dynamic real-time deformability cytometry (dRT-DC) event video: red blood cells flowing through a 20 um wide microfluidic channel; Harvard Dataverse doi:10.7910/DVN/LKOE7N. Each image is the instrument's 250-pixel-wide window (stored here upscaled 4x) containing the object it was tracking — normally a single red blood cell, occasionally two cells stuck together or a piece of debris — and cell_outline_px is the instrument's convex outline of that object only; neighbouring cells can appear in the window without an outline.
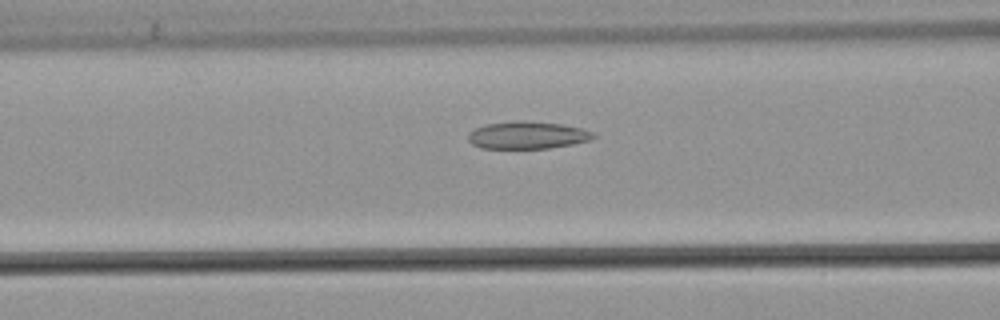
{"species": "common noctule bat (a hibernating species)", "species_latin": "Nyctalus noctula", "temperature_condition": "warm", "stored_images_in_passage": 20, "camera_frame_rate_fps": 3000, "um_per_image_px": 0.085, "animal": {"sex": "male", "body_mass_g": 21.5, "forearm_length_mm": 52.0}, "frame": {"image": 1, "passage_image": 9, "time_ms": 2.667, "image_size_px": [1000, 320], "cell_outline_px": [[596, 136], [592, 140], [572, 144], [548, 148], [480, 148], [472, 144], [468, 140], [468, 136], [476, 128], [484, 124], [524, 120], [564, 124], [584, 128], [596, 132]], "centroid_in_image_um": [44.91, 11.48], "position_along_channel_um": 121.7, "area_um2": 20.17}}
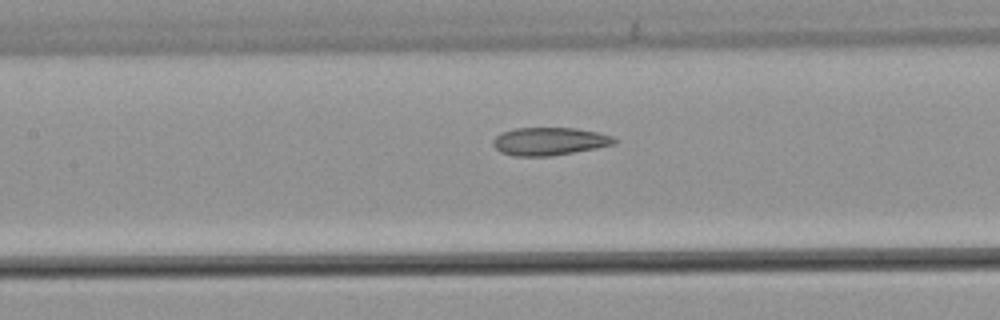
{"frame": {"image": 2, "passage_image": 12, "time_ms": 3.667, "image_size_px": [1000, 320], "cell_outline_px": [[616, 144], [596, 148], [552, 156], [512, 156], [500, 152], [492, 144], [492, 140], [496, 136], [504, 132], [516, 128], [576, 128], [596, 132], [612, 136], [616, 140]], "centroid_in_image_um": [46.68, 12.02], "position_along_channel_um": 160.7, "area_um2": 19.65}}